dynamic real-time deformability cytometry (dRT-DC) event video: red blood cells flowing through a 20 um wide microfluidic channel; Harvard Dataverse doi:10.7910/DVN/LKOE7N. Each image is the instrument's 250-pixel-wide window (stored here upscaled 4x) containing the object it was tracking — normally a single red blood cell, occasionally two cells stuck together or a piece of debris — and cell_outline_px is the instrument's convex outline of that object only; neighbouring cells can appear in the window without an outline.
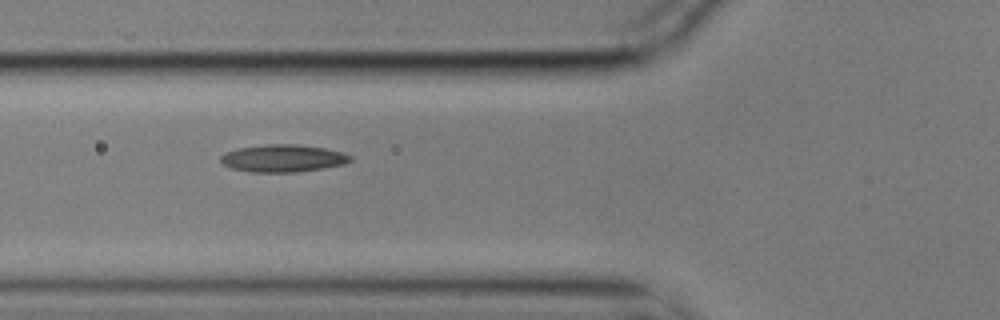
{"species": "common noctule bat (a hibernating species)", "species_latin": "Nyctalus noctula", "temperature_condition": "cold", "stored_images_in_passage": 11, "camera_frame_rate_fps": 3000, "um_per_image_px": 0.085, "animal": {"sex": "male", "body_mass_g": 17.9}, "frame": {"image": 1, "passage_image": 6, "time_ms": 1.667, "image_size_px": [1000, 320], "cell_outline_px": [[352, 160], [344, 164], [324, 168], [296, 172], [252, 172], [232, 168], [224, 164], [220, 160], [220, 156], [228, 152], [240, 148], [264, 144], [296, 144], [324, 148], [344, 152], [352, 156]], "centroid_in_image_um": [24.1, 13.45], "position_along_channel_um": 101.7, "area_um2": 20.63}}
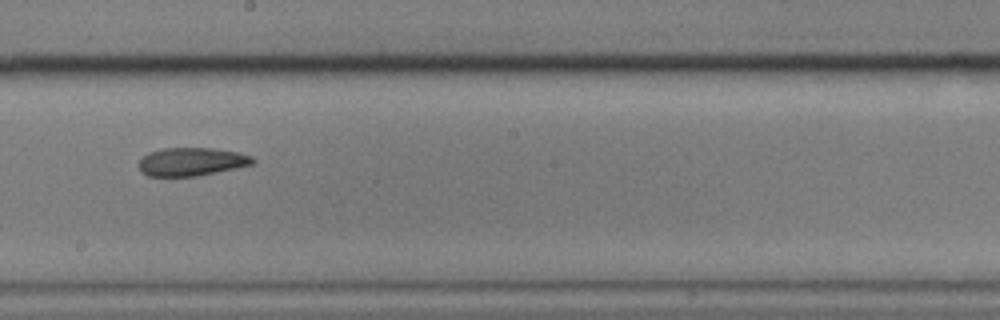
{"frame": {"image": 2, "passage_image": 9, "time_ms": 2.667, "image_size_px": [1000, 320], "cell_outline_px": [[256, 160], [252, 164], [236, 168], [196, 176], [148, 176], [140, 172], [140, 160], [148, 152], [164, 148], [212, 148], [240, 152], [252, 156]], "centroid_in_image_um": [16.3, 13.74], "position_along_channel_um": 231.9, "area_um2": 18.73}}
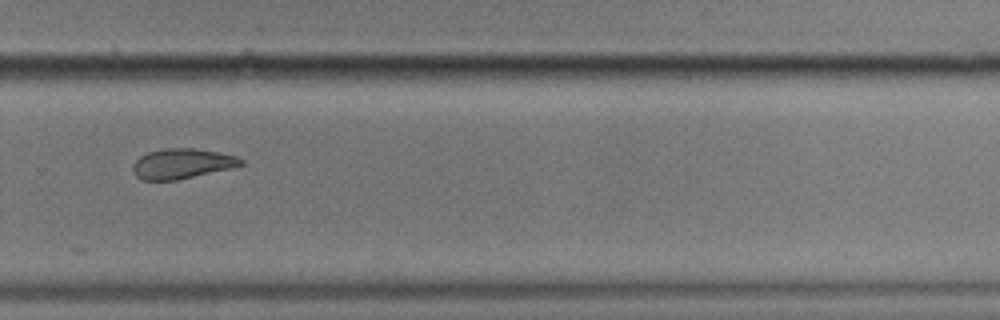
{"frame": {"image": 3, "passage_image": 11, "time_ms": 3.333, "image_size_px": [1000, 320], "cell_outline_px": [[244, 164], [232, 168], [176, 180], [144, 180], [136, 176], [132, 168], [132, 164], [140, 156], [148, 152], [164, 148], [192, 148], [216, 152], [236, 156], [244, 160]], "centroid_in_image_um": [15.46, 13.91], "position_along_channel_um": 314.3, "area_um2": 18.84}}